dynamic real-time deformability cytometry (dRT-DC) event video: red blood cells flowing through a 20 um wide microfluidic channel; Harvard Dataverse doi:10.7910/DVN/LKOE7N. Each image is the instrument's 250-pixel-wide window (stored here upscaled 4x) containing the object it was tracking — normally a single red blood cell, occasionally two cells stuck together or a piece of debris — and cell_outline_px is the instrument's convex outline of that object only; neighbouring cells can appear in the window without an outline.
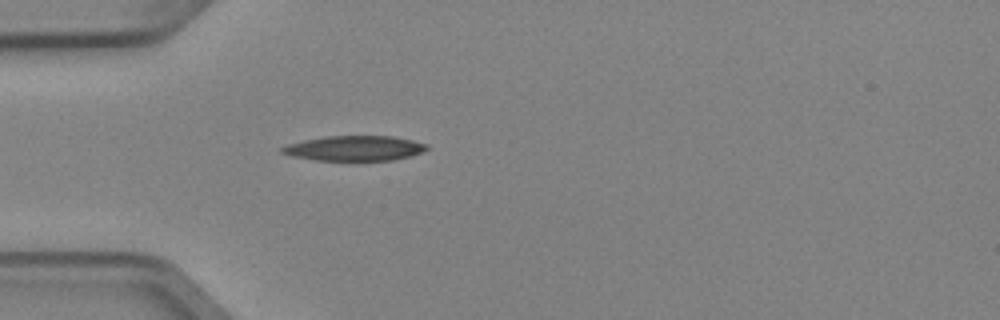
{"species": "Egyptian fruit bat (a non-hibernating species)", "species_latin": "Rousettus aegyptiacus", "temperature_condition": "cold", "stored_images_in_passage": 3, "camera_frame_rate_fps": 3000, "um_per_image_px": 0.085, "animal": {"sex": "female"}, "frame": {"image": 1, "passage_image": 3, "time_ms": 0.667, "image_size_px": [1000, 320], "cell_outline_px": [[428, 148], [424, 152], [392, 160], [316, 160], [292, 156], [280, 152], [280, 148], [288, 144], [304, 140], [328, 136], [392, 136], [412, 140], [428, 144]], "centroid_in_image_um": [30.14, 12.6], "position_along_channel_um": 54.9, "area_um2": 20.98}}